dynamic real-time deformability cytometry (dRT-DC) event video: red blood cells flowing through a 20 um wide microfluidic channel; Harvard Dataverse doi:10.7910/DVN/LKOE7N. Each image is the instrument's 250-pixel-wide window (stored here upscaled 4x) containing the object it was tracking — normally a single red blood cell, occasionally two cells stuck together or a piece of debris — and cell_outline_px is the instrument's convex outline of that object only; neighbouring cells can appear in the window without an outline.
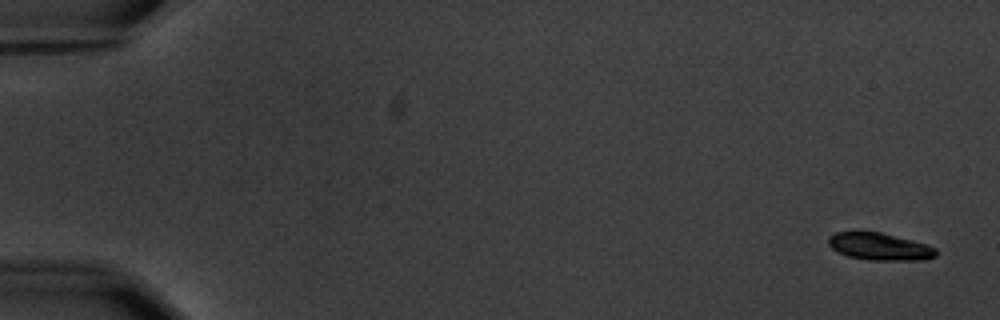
{"species": "common noctule bat (a hibernating species)", "species_latin": "Nyctalus noctula", "temperature_condition": "warm", "stored_images_in_passage": 6, "camera_frame_rate_fps": 3000, "um_per_image_px": 0.085, "animal": {"sex": "male", "body_mass_g": 20.1, "forearm_length_mm": 53.5}, "frame": {"image": 1, "passage_image": 1, "time_ms": 0.0, "image_size_px": [1000, 320], "cell_outline_px": [[936, 256], [924, 260], [868, 260], [848, 256], [832, 248], [828, 244], [828, 236], [836, 232], [856, 228], [860, 228], [880, 232], [912, 240], [936, 248]], "centroid_in_image_um": [74.69, 20.91], "position_along_channel_um": 10.3, "area_um2": 17.63}}
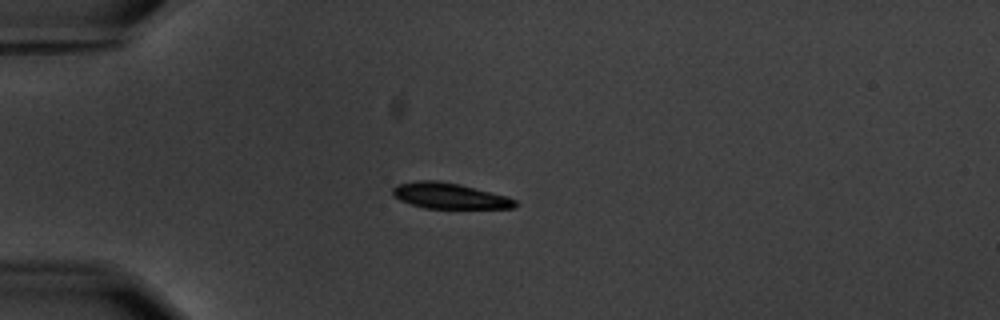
{"frame": {"image": 2, "passage_image": 5, "time_ms": 4.667, "image_size_px": [1000, 320], "cell_outline_px": [[520, 204], [512, 208], [424, 208], [400, 200], [392, 196], [392, 188], [396, 184], [416, 180], [440, 180], [460, 184], [508, 196], [516, 200]], "centroid_in_image_um": [38.2, 16.63], "position_along_channel_um": 46.8, "area_um2": 18.61}}